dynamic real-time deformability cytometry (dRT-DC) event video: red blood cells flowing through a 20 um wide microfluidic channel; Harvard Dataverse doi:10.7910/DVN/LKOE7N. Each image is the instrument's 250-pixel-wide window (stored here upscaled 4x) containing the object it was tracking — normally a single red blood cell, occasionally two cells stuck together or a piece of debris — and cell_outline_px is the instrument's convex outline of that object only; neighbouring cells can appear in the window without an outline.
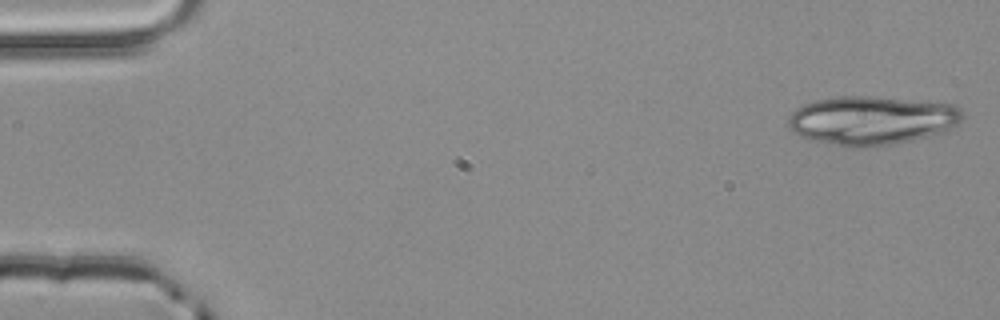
{"species": "common noctule bat (a hibernating species)", "species_latin": "Nyctalus noctula", "temperature_condition": "room temperature", "stored_images_in_passage": 4, "camera_frame_rate_fps": 3000, "um_per_image_px": 0.085, "animal": {"sex": "male", "body_mass_g": 20.4}, "frame": {"image": 1, "passage_image": 1, "time_ms": 0.0, "image_size_px": [1000, 320], "cell_outline_px": [[964, 116], [956, 128], [932, 136], [896, 144], [868, 148], [840, 148], [808, 140], [792, 132], [788, 128], [788, 116], [796, 108], [804, 104], [816, 100], [836, 96], [872, 96], [952, 104], [960, 108]], "centroid_in_image_um": [74.07, 10.27], "position_along_channel_um": 10.9, "area_um2": 50.86}}